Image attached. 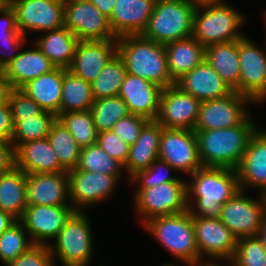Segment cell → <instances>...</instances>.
<instances>
[{
  "label": "cell",
  "mask_w": 266,
  "mask_h": 266,
  "mask_svg": "<svg viewBox=\"0 0 266 266\" xmlns=\"http://www.w3.org/2000/svg\"><path fill=\"white\" fill-rule=\"evenodd\" d=\"M189 177L187 205L194 217L219 218L221 206L241 190L234 169L202 166Z\"/></svg>",
  "instance_id": "6da1fadb"
},
{
  "label": "cell",
  "mask_w": 266,
  "mask_h": 266,
  "mask_svg": "<svg viewBox=\"0 0 266 266\" xmlns=\"http://www.w3.org/2000/svg\"><path fill=\"white\" fill-rule=\"evenodd\" d=\"M249 115L240 125L214 130H194L202 166L236 170L253 135L259 129Z\"/></svg>",
  "instance_id": "7a4b0ae2"
},
{
  "label": "cell",
  "mask_w": 266,
  "mask_h": 266,
  "mask_svg": "<svg viewBox=\"0 0 266 266\" xmlns=\"http://www.w3.org/2000/svg\"><path fill=\"white\" fill-rule=\"evenodd\" d=\"M117 53L127 73L158 84L163 89L175 85L169 75L165 46L142 34L117 38Z\"/></svg>",
  "instance_id": "3957f363"
},
{
  "label": "cell",
  "mask_w": 266,
  "mask_h": 266,
  "mask_svg": "<svg viewBox=\"0 0 266 266\" xmlns=\"http://www.w3.org/2000/svg\"><path fill=\"white\" fill-rule=\"evenodd\" d=\"M245 18L225 1L197 5L192 37L204 47L239 40L246 36L240 31Z\"/></svg>",
  "instance_id": "277c9868"
},
{
  "label": "cell",
  "mask_w": 266,
  "mask_h": 266,
  "mask_svg": "<svg viewBox=\"0 0 266 266\" xmlns=\"http://www.w3.org/2000/svg\"><path fill=\"white\" fill-rule=\"evenodd\" d=\"M143 227L158 239L177 261L185 265L203 262L196 244L192 216L188 210L152 218Z\"/></svg>",
  "instance_id": "5b68a950"
},
{
  "label": "cell",
  "mask_w": 266,
  "mask_h": 266,
  "mask_svg": "<svg viewBox=\"0 0 266 266\" xmlns=\"http://www.w3.org/2000/svg\"><path fill=\"white\" fill-rule=\"evenodd\" d=\"M90 220L83 210H74L49 249L56 266H90L93 256V235Z\"/></svg>",
  "instance_id": "8992f818"
},
{
  "label": "cell",
  "mask_w": 266,
  "mask_h": 266,
  "mask_svg": "<svg viewBox=\"0 0 266 266\" xmlns=\"http://www.w3.org/2000/svg\"><path fill=\"white\" fill-rule=\"evenodd\" d=\"M196 7L191 0H157L142 35L163 45L192 36Z\"/></svg>",
  "instance_id": "52a82bcc"
},
{
  "label": "cell",
  "mask_w": 266,
  "mask_h": 266,
  "mask_svg": "<svg viewBox=\"0 0 266 266\" xmlns=\"http://www.w3.org/2000/svg\"><path fill=\"white\" fill-rule=\"evenodd\" d=\"M134 192V208L138 216H141L142 225L155 217L188 210L186 181L166 182Z\"/></svg>",
  "instance_id": "ba28073f"
},
{
  "label": "cell",
  "mask_w": 266,
  "mask_h": 266,
  "mask_svg": "<svg viewBox=\"0 0 266 266\" xmlns=\"http://www.w3.org/2000/svg\"><path fill=\"white\" fill-rule=\"evenodd\" d=\"M259 196L253 199L240 190L221 206L219 219L238 239L257 236L266 219L264 199Z\"/></svg>",
  "instance_id": "9c48e42d"
},
{
  "label": "cell",
  "mask_w": 266,
  "mask_h": 266,
  "mask_svg": "<svg viewBox=\"0 0 266 266\" xmlns=\"http://www.w3.org/2000/svg\"><path fill=\"white\" fill-rule=\"evenodd\" d=\"M192 224L199 255L203 261L229 263L232 260L238 238L219 218L192 216Z\"/></svg>",
  "instance_id": "30bf717a"
},
{
  "label": "cell",
  "mask_w": 266,
  "mask_h": 266,
  "mask_svg": "<svg viewBox=\"0 0 266 266\" xmlns=\"http://www.w3.org/2000/svg\"><path fill=\"white\" fill-rule=\"evenodd\" d=\"M64 27L78 41H106L117 39L108 18L89 0H64Z\"/></svg>",
  "instance_id": "8fae6325"
},
{
  "label": "cell",
  "mask_w": 266,
  "mask_h": 266,
  "mask_svg": "<svg viewBox=\"0 0 266 266\" xmlns=\"http://www.w3.org/2000/svg\"><path fill=\"white\" fill-rule=\"evenodd\" d=\"M158 155L159 159L185 175L202 167L194 130L163 128Z\"/></svg>",
  "instance_id": "7c38bea8"
},
{
  "label": "cell",
  "mask_w": 266,
  "mask_h": 266,
  "mask_svg": "<svg viewBox=\"0 0 266 266\" xmlns=\"http://www.w3.org/2000/svg\"><path fill=\"white\" fill-rule=\"evenodd\" d=\"M248 96L233 91L230 95L202 101L194 130H214L240 125L249 115ZM248 109V110H247Z\"/></svg>",
  "instance_id": "4fadbf2b"
},
{
  "label": "cell",
  "mask_w": 266,
  "mask_h": 266,
  "mask_svg": "<svg viewBox=\"0 0 266 266\" xmlns=\"http://www.w3.org/2000/svg\"><path fill=\"white\" fill-rule=\"evenodd\" d=\"M239 94L254 103L266 101V52L252 39H239Z\"/></svg>",
  "instance_id": "5bb4252c"
},
{
  "label": "cell",
  "mask_w": 266,
  "mask_h": 266,
  "mask_svg": "<svg viewBox=\"0 0 266 266\" xmlns=\"http://www.w3.org/2000/svg\"><path fill=\"white\" fill-rule=\"evenodd\" d=\"M18 30L51 31L64 26V0H10Z\"/></svg>",
  "instance_id": "9a60e30c"
},
{
  "label": "cell",
  "mask_w": 266,
  "mask_h": 266,
  "mask_svg": "<svg viewBox=\"0 0 266 266\" xmlns=\"http://www.w3.org/2000/svg\"><path fill=\"white\" fill-rule=\"evenodd\" d=\"M69 201L74 210L107 200L117 189L121 176L72 169L68 171Z\"/></svg>",
  "instance_id": "2e32d148"
},
{
  "label": "cell",
  "mask_w": 266,
  "mask_h": 266,
  "mask_svg": "<svg viewBox=\"0 0 266 266\" xmlns=\"http://www.w3.org/2000/svg\"><path fill=\"white\" fill-rule=\"evenodd\" d=\"M201 101L172 85L162 90L156 121L166 129L194 130Z\"/></svg>",
  "instance_id": "e0dca14e"
},
{
  "label": "cell",
  "mask_w": 266,
  "mask_h": 266,
  "mask_svg": "<svg viewBox=\"0 0 266 266\" xmlns=\"http://www.w3.org/2000/svg\"><path fill=\"white\" fill-rule=\"evenodd\" d=\"M73 211L72 205L28 204L20 221L33 244L49 246Z\"/></svg>",
  "instance_id": "ac0fdd59"
},
{
  "label": "cell",
  "mask_w": 266,
  "mask_h": 266,
  "mask_svg": "<svg viewBox=\"0 0 266 266\" xmlns=\"http://www.w3.org/2000/svg\"><path fill=\"white\" fill-rule=\"evenodd\" d=\"M116 54L117 39L78 41L68 70L75 76L92 83Z\"/></svg>",
  "instance_id": "d6986e66"
},
{
  "label": "cell",
  "mask_w": 266,
  "mask_h": 266,
  "mask_svg": "<svg viewBox=\"0 0 266 266\" xmlns=\"http://www.w3.org/2000/svg\"><path fill=\"white\" fill-rule=\"evenodd\" d=\"M162 90L156 83L127 73L118 96L127 104L130 114L155 120Z\"/></svg>",
  "instance_id": "ffe728a7"
},
{
  "label": "cell",
  "mask_w": 266,
  "mask_h": 266,
  "mask_svg": "<svg viewBox=\"0 0 266 266\" xmlns=\"http://www.w3.org/2000/svg\"><path fill=\"white\" fill-rule=\"evenodd\" d=\"M157 0H116L108 19L116 38L142 34L148 26Z\"/></svg>",
  "instance_id": "44dd1931"
},
{
  "label": "cell",
  "mask_w": 266,
  "mask_h": 266,
  "mask_svg": "<svg viewBox=\"0 0 266 266\" xmlns=\"http://www.w3.org/2000/svg\"><path fill=\"white\" fill-rule=\"evenodd\" d=\"M236 171L241 190H266V130L259 128L253 135Z\"/></svg>",
  "instance_id": "7402d4cb"
},
{
  "label": "cell",
  "mask_w": 266,
  "mask_h": 266,
  "mask_svg": "<svg viewBox=\"0 0 266 266\" xmlns=\"http://www.w3.org/2000/svg\"><path fill=\"white\" fill-rule=\"evenodd\" d=\"M27 203L35 205H71L68 172L26 174Z\"/></svg>",
  "instance_id": "603a6c76"
},
{
  "label": "cell",
  "mask_w": 266,
  "mask_h": 266,
  "mask_svg": "<svg viewBox=\"0 0 266 266\" xmlns=\"http://www.w3.org/2000/svg\"><path fill=\"white\" fill-rule=\"evenodd\" d=\"M175 85L201 102L224 98L233 92L206 60L178 79Z\"/></svg>",
  "instance_id": "cb8c5ba5"
},
{
  "label": "cell",
  "mask_w": 266,
  "mask_h": 266,
  "mask_svg": "<svg viewBox=\"0 0 266 266\" xmlns=\"http://www.w3.org/2000/svg\"><path fill=\"white\" fill-rule=\"evenodd\" d=\"M15 166L26 174L67 172L48 138L21 144L15 151Z\"/></svg>",
  "instance_id": "d4e9b609"
},
{
  "label": "cell",
  "mask_w": 266,
  "mask_h": 266,
  "mask_svg": "<svg viewBox=\"0 0 266 266\" xmlns=\"http://www.w3.org/2000/svg\"><path fill=\"white\" fill-rule=\"evenodd\" d=\"M163 127L156 120H148L142 127L138 139L130 146L124 166L127 179L136 172L149 168L159 158V143Z\"/></svg>",
  "instance_id": "484cf974"
},
{
  "label": "cell",
  "mask_w": 266,
  "mask_h": 266,
  "mask_svg": "<svg viewBox=\"0 0 266 266\" xmlns=\"http://www.w3.org/2000/svg\"><path fill=\"white\" fill-rule=\"evenodd\" d=\"M33 48L20 50L4 68V73L13 89H21L29 81L53 70L55 66L40 51L34 42Z\"/></svg>",
  "instance_id": "4316f807"
},
{
  "label": "cell",
  "mask_w": 266,
  "mask_h": 266,
  "mask_svg": "<svg viewBox=\"0 0 266 266\" xmlns=\"http://www.w3.org/2000/svg\"><path fill=\"white\" fill-rule=\"evenodd\" d=\"M64 68L55 67L50 72L29 81L21 90L42 109L59 115L62 97Z\"/></svg>",
  "instance_id": "83f0119b"
},
{
  "label": "cell",
  "mask_w": 266,
  "mask_h": 266,
  "mask_svg": "<svg viewBox=\"0 0 266 266\" xmlns=\"http://www.w3.org/2000/svg\"><path fill=\"white\" fill-rule=\"evenodd\" d=\"M164 46L169 75L174 82L205 60V47L192 36Z\"/></svg>",
  "instance_id": "f1b7e54d"
},
{
  "label": "cell",
  "mask_w": 266,
  "mask_h": 266,
  "mask_svg": "<svg viewBox=\"0 0 266 266\" xmlns=\"http://www.w3.org/2000/svg\"><path fill=\"white\" fill-rule=\"evenodd\" d=\"M205 60L223 81L239 94V40L205 47Z\"/></svg>",
  "instance_id": "f546056e"
},
{
  "label": "cell",
  "mask_w": 266,
  "mask_h": 266,
  "mask_svg": "<svg viewBox=\"0 0 266 266\" xmlns=\"http://www.w3.org/2000/svg\"><path fill=\"white\" fill-rule=\"evenodd\" d=\"M34 43L55 67L68 69L73 61L77 37L67 28L43 32Z\"/></svg>",
  "instance_id": "4dcf8cb0"
},
{
  "label": "cell",
  "mask_w": 266,
  "mask_h": 266,
  "mask_svg": "<svg viewBox=\"0 0 266 266\" xmlns=\"http://www.w3.org/2000/svg\"><path fill=\"white\" fill-rule=\"evenodd\" d=\"M27 205L26 173L13 166L0 175V209L20 220Z\"/></svg>",
  "instance_id": "1f68e13d"
},
{
  "label": "cell",
  "mask_w": 266,
  "mask_h": 266,
  "mask_svg": "<svg viewBox=\"0 0 266 266\" xmlns=\"http://www.w3.org/2000/svg\"><path fill=\"white\" fill-rule=\"evenodd\" d=\"M94 100L91 83L75 76L64 68L59 114L88 111Z\"/></svg>",
  "instance_id": "d6a6232c"
},
{
  "label": "cell",
  "mask_w": 266,
  "mask_h": 266,
  "mask_svg": "<svg viewBox=\"0 0 266 266\" xmlns=\"http://www.w3.org/2000/svg\"><path fill=\"white\" fill-rule=\"evenodd\" d=\"M47 138L58 156L60 165L67 172L76 169L80 160L81 147L58 119L51 125Z\"/></svg>",
  "instance_id": "836d02e7"
},
{
  "label": "cell",
  "mask_w": 266,
  "mask_h": 266,
  "mask_svg": "<svg viewBox=\"0 0 266 266\" xmlns=\"http://www.w3.org/2000/svg\"><path fill=\"white\" fill-rule=\"evenodd\" d=\"M126 74L125 63L117 53L91 83L94 99L118 96Z\"/></svg>",
  "instance_id": "e575fe53"
},
{
  "label": "cell",
  "mask_w": 266,
  "mask_h": 266,
  "mask_svg": "<svg viewBox=\"0 0 266 266\" xmlns=\"http://www.w3.org/2000/svg\"><path fill=\"white\" fill-rule=\"evenodd\" d=\"M56 119L57 116L54 113L44 110L40 115L33 118L13 122L14 131L11 144L14 151L25 142L47 138L51 125Z\"/></svg>",
  "instance_id": "d590c367"
},
{
  "label": "cell",
  "mask_w": 266,
  "mask_h": 266,
  "mask_svg": "<svg viewBox=\"0 0 266 266\" xmlns=\"http://www.w3.org/2000/svg\"><path fill=\"white\" fill-rule=\"evenodd\" d=\"M90 111L97 132L111 131L115 123L130 114L120 96L95 99Z\"/></svg>",
  "instance_id": "8d00e7d4"
},
{
  "label": "cell",
  "mask_w": 266,
  "mask_h": 266,
  "mask_svg": "<svg viewBox=\"0 0 266 266\" xmlns=\"http://www.w3.org/2000/svg\"><path fill=\"white\" fill-rule=\"evenodd\" d=\"M76 170L122 176L124 166L96 143L81 148L80 160Z\"/></svg>",
  "instance_id": "74e56055"
},
{
  "label": "cell",
  "mask_w": 266,
  "mask_h": 266,
  "mask_svg": "<svg viewBox=\"0 0 266 266\" xmlns=\"http://www.w3.org/2000/svg\"><path fill=\"white\" fill-rule=\"evenodd\" d=\"M57 119L69 130L81 148L97 143L98 132L90 110L59 114Z\"/></svg>",
  "instance_id": "f35d334b"
},
{
  "label": "cell",
  "mask_w": 266,
  "mask_h": 266,
  "mask_svg": "<svg viewBox=\"0 0 266 266\" xmlns=\"http://www.w3.org/2000/svg\"><path fill=\"white\" fill-rule=\"evenodd\" d=\"M26 233L21 221L17 220L0 234V260L4 266L34 245Z\"/></svg>",
  "instance_id": "ab89813d"
},
{
  "label": "cell",
  "mask_w": 266,
  "mask_h": 266,
  "mask_svg": "<svg viewBox=\"0 0 266 266\" xmlns=\"http://www.w3.org/2000/svg\"><path fill=\"white\" fill-rule=\"evenodd\" d=\"M229 263L230 266H266V249L257 236L239 238Z\"/></svg>",
  "instance_id": "60d3db41"
},
{
  "label": "cell",
  "mask_w": 266,
  "mask_h": 266,
  "mask_svg": "<svg viewBox=\"0 0 266 266\" xmlns=\"http://www.w3.org/2000/svg\"><path fill=\"white\" fill-rule=\"evenodd\" d=\"M172 170L176 172V170L170 164L158 158L152 163L149 168L136 172L129 179L132 183H138L136 185V190L149 189L153 186H157L166 182L186 180L168 175V173L170 174L169 171ZM164 173L167 175H165Z\"/></svg>",
  "instance_id": "b9f144b4"
},
{
  "label": "cell",
  "mask_w": 266,
  "mask_h": 266,
  "mask_svg": "<svg viewBox=\"0 0 266 266\" xmlns=\"http://www.w3.org/2000/svg\"><path fill=\"white\" fill-rule=\"evenodd\" d=\"M8 102L13 122H21L25 119L33 118L44 111L21 89H12Z\"/></svg>",
  "instance_id": "7bdbcfd3"
},
{
  "label": "cell",
  "mask_w": 266,
  "mask_h": 266,
  "mask_svg": "<svg viewBox=\"0 0 266 266\" xmlns=\"http://www.w3.org/2000/svg\"><path fill=\"white\" fill-rule=\"evenodd\" d=\"M97 143L112 158L125 166L129 156L130 145L124 142L116 133L112 130L99 132Z\"/></svg>",
  "instance_id": "ee69618b"
},
{
  "label": "cell",
  "mask_w": 266,
  "mask_h": 266,
  "mask_svg": "<svg viewBox=\"0 0 266 266\" xmlns=\"http://www.w3.org/2000/svg\"><path fill=\"white\" fill-rule=\"evenodd\" d=\"M5 266H54L49 246L34 244Z\"/></svg>",
  "instance_id": "f6af8a7d"
},
{
  "label": "cell",
  "mask_w": 266,
  "mask_h": 266,
  "mask_svg": "<svg viewBox=\"0 0 266 266\" xmlns=\"http://www.w3.org/2000/svg\"><path fill=\"white\" fill-rule=\"evenodd\" d=\"M147 121L148 119L143 116L129 114L118 120L113 126L112 131L131 146L138 139L140 131Z\"/></svg>",
  "instance_id": "bcb514c9"
},
{
  "label": "cell",
  "mask_w": 266,
  "mask_h": 266,
  "mask_svg": "<svg viewBox=\"0 0 266 266\" xmlns=\"http://www.w3.org/2000/svg\"><path fill=\"white\" fill-rule=\"evenodd\" d=\"M25 36H1L0 46H5L7 50L5 53L0 49V69H4L19 53L21 46L26 42ZM1 53L3 54L1 56Z\"/></svg>",
  "instance_id": "7dc6e473"
},
{
  "label": "cell",
  "mask_w": 266,
  "mask_h": 266,
  "mask_svg": "<svg viewBox=\"0 0 266 266\" xmlns=\"http://www.w3.org/2000/svg\"><path fill=\"white\" fill-rule=\"evenodd\" d=\"M0 37L1 36H24L17 28L16 14L8 3L0 11Z\"/></svg>",
  "instance_id": "c3c4849f"
},
{
  "label": "cell",
  "mask_w": 266,
  "mask_h": 266,
  "mask_svg": "<svg viewBox=\"0 0 266 266\" xmlns=\"http://www.w3.org/2000/svg\"><path fill=\"white\" fill-rule=\"evenodd\" d=\"M14 131L9 102L0 104V140L10 142Z\"/></svg>",
  "instance_id": "681fc988"
},
{
  "label": "cell",
  "mask_w": 266,
  "mask_h": 266,
  "mask_svg": "<svg viewBox=\"0 0 266 266\" xmlns=\"http://www.w3.org/2000/svg\"><path fill=\"white\" fill-rule=\"evenodd\" d=\"M15 166L14 149L10 142L0 140V175Z\"/></svg>",
  "instance_id": "f907efd6"
},
{
  "label": "cell",
  "mask_w": 266,
  "mask_h": 266,
  "mask_svg": "<svg viewBox=\"0 0 266 266\" xmlns=\"http://www.w3.org/2000/svg\"><path fill=\"white\" fill-rule=\"evenodd\" d=\"M12 89L9 80L4 73V69H0V104L9 100Z\"/></svg>",
  "instance_id": "816d5d0a"
},
{
  "label": "cell",
  "mask_w": 266,
  "mask_h": 266,
  "mask_svg": "<svg viewBox=\"0 0 266 266\" xmlns=\"http://www.w3.org/2000/svg\"><path fill=\"white\" fill-rule=\"evenodd\" d=\"M89 1L93 3L105 17H107L108 19L110 18L116 0H89Z\"/></svg>",
  "instance_id": "f5cc1de1"
},
{
  "label": "cell",
  "mask_w": 266,
  "mask_h": 266,
  "mask_svg": "<svg viewBox=\"0 0 266 266\" xmlns=\"http://www.w3.org/2000/svg\"><path fill=\"white\" fill-rule=\"evenodd\" d=\"M17 219L11 214L0 209V234L12 226Z\"/></svg>",
  "instance_id": "db71d44e"
},
{
  "label": "cell",
  "mask_w": 266,
  "mask_h": 266,
  "mask_svg": "<svg viewBox=\"0 0 266 266\" xmlns=\"http://www.w3.org/2000/svg\"><path fill=\"white\" fill-rule=\"evenodd\" d=\"M223 264V265H222ZM187 266H230L228 262H213V261H203L196 264H188Z\"/></svg>",
  "instance_id": "11a10c76"
},
{
  "label": "cell",
  "mask_w": 266,
  "mask_h": 266,
  "mask_svg": "<svg viewBox=\"0 0 266 266\" xmlns=\"http://www.w3.org/2000/svg\"><path fill=\"white\" fill-rule=\"evenodd\" d=\"M257 237L262 242V244L266 249V219L264 220L262 226L260 227Z\"/></svg>",
  "instance_id": "9f6ffc18"
},
{
  "label": "cell",
  "mask_w": 266,
  "mask_h": 266,
  "mask_svg": "<svg viewBox=\"0 0 266 266\" xmlns=\"http://www.w3.org/2000/svg\"><path fill=\"white\" fill-rule=\"evenodd\" d=\"M195 5L222 2L223 0H191Z\"/></svg>",
  "instance_id": "6f0895ef"
},
{
  "label": "cell",
  "mask_w": 266,
  "mask_h": 266,
  "mask_svg": "<svg viewBox=\"0 0 266 266\" xmlns=\"http://www.w3.org/2000/svg\"><path fill=\"white\" fill-rule=\"evenodd\" d=\"M8 2L6 0H0V11L3 9L4 6H6Z\"/></svg>",
  "instance_id": "680465c9"
},
{
  "label": "cell",
  "mask_w": 266,
  "mask_h": 266,
  "mask_svg": "<svg viewBox=\"0 0 266 266\" xmlns=\"http://www.w3.org/2000/svg\"><path fill=\"white\" fill-rule=\"evenodd\" d=\"M264 203H265V210H266V190L262 193Z\"/></svg>",
  "instance_id": "91938a15"
},
{
  "label": "cell",
  "mask_w": 266,
  "mask_h": 266,
  "mask_svg": "<svg viewBox=\"0 0 266 266\" xmlns=\"http://www.w3.org/2000/svg\"><path fill=\"white\" fill-rule=\"evenodd\" d=\"M171 263H173V262L167 263L166 265L163 264L162 266H177V265H175L174 263H173V264H171Z\"/></svg>",
  "instance_id": "94428289"
}]
</instances>
